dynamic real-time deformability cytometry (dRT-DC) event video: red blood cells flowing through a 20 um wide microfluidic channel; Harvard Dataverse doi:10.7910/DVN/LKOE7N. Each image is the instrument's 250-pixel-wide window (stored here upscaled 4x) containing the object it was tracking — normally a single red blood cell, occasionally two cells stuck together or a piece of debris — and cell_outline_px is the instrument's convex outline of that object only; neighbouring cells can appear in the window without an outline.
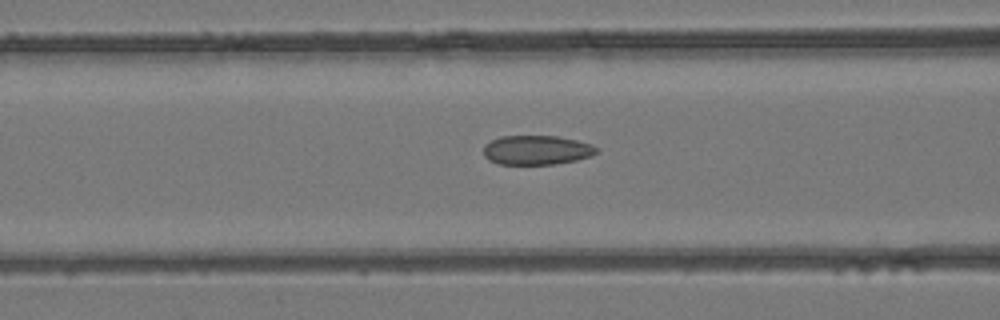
{"species": "common noctule bat (a hibernating species)", "species_latin": "Nyctalus noctula", "temperature_condition": "room temperature", "stored_images_in_passage": 5, "camera_frame_rate_fps": 3000, "um_per_image_px": 0.085, "animal": {"sex": "female", "body_mass_g": 24.6, "forearm_length_mm": 56.2}, "frame": {"image": 1, "passage_image": 5, "time_ms": 1.333, "image_size_px": [1000, 320], "cell_outline_px": [[600, 152], [592, 156], [576, 160], [556, 164], [500, 164], [488, 160], [484, 156], [484, 144], [500, 136], [556, 136], [576, 140], [592, 144], [600, 148]], "centroid_in_image_um": [45.66, 12.76], "position_along_channel_um": 120.9, "area_um2": 19.54}}